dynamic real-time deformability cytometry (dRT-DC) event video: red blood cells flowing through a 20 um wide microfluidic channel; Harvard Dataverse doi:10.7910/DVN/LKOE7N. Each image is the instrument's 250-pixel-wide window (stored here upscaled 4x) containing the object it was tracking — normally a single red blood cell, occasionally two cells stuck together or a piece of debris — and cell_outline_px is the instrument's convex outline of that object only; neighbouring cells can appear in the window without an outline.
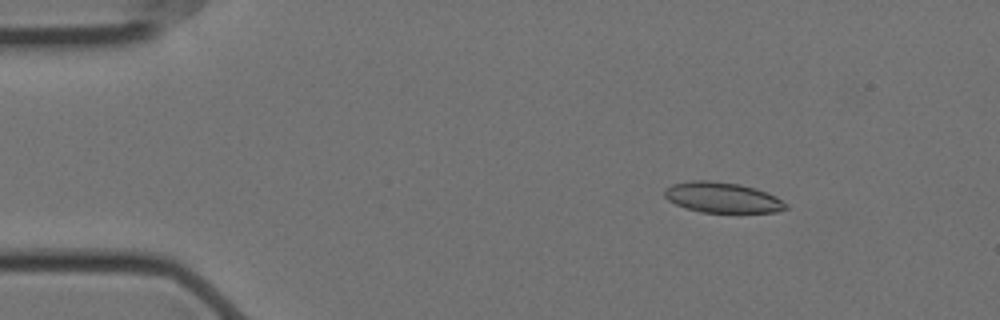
{"species": "Egyptian fruit bat (a non-hibernating species)", "species_latin": "Rousettus aegyptiacus", "temperature_condition": "cold", "stored_images_in_passage": 57, "camera_frame_rate_fps": 3000, "um_per_image_px": 0.085, "animal": {"sex": "female"}, "frame": {"image": 1, "passage_image": 8, "time_ms": 2.333, "image_size_px": [1000, 320], "cell_outline_px": [[788, 208], [776, 212], [700, 212], [676, 204], [668, 200], [664, 196], [664, 188], [672, 184], [692, 180], [708, 180], [740, 184], [776, 196], [788, 204]], "centroid_in_image_um": [61.38, 16.78], "position_along_channel_um": 23.6, "area_um2": 21.39}}
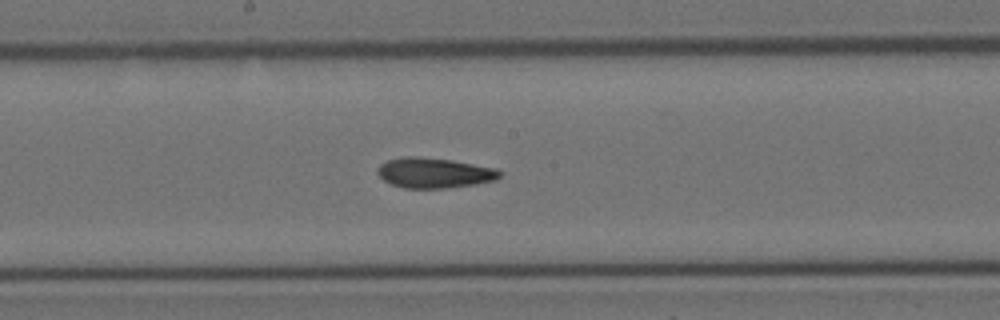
{"frame": {"image": 2, "passage_image": 30, "time_ms": 9.667, "image_size_px": [1000, 320], "cell_outline_px": [[504, 172], [496, 180], [476, 184], [444, 188], [404, 188], [392, 184], [384, 180], [376, 172], [376, 168], [380, 164], [388, 160], [404, 156], [416, 156], [452, 160], [496, 168]], "centroid_in_image_um": [36.92, 14.69], "position_along_channel_um": 211.3, "area_um2": 21.62}}
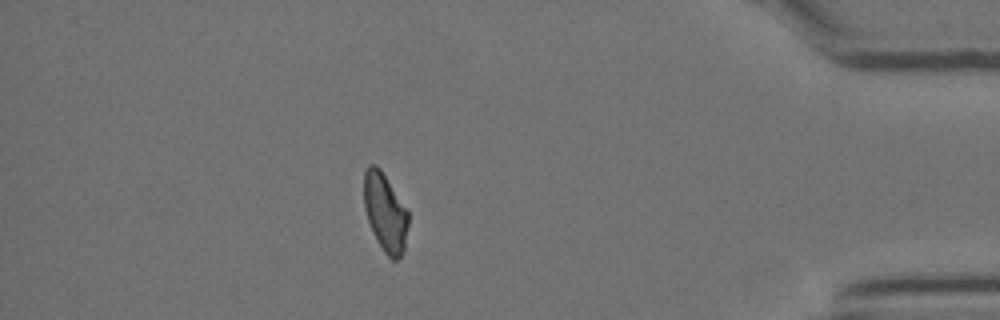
{"frame": {"image": 3, "passage_image": 50, "time_ms": 16.333, "image_size_px": [1000, 320], "cell_outline_px": [[408, 224], [404, 252], [396, 260], [392, 260], [384, 252], [376, 240], [372, 232], [364, 208], [364, 172], [368, 164], [376, 164], [380, 168], [408, 208]], "centroid_in_image_um": [32.75, 18.04], "position_along_channel_um": 402.5, "area_um2": 20.58}, "authors_computed_cell_mechanics": {"area_um2": 21.2704, "velocity_mm_per_s": 3.5227, "shape_relaxation_time_tau1_ms": 7.2491, "shape_relaxation_time_tau2_ms": 3.816, "deformation_change_tau1": 0.1731, "deformation_change_tau2": 0.1004}}